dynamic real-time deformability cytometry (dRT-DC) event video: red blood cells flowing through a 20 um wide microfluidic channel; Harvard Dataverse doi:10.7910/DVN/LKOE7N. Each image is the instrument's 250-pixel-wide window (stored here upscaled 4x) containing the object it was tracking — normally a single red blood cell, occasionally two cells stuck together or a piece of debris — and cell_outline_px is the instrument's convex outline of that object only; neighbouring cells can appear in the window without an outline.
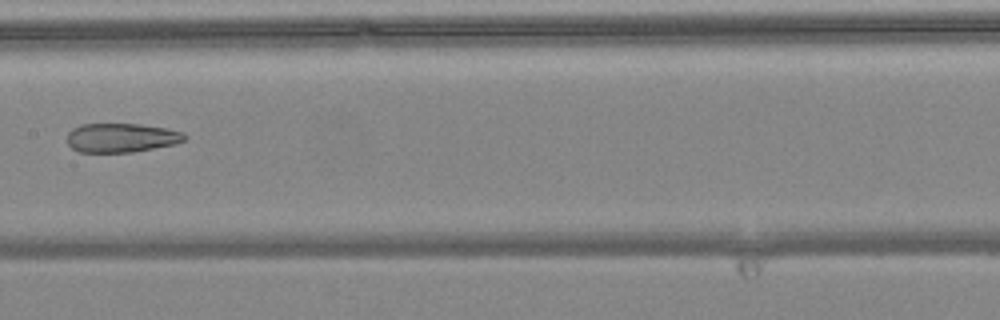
{"species": "common noctule bat (a hibernating species)", "species_latin": "Nyctalus noctula", "temperature_condition": "warm", "stored_images_in_passage": 4, "camera_frame_rate_fps": 3000, "um_per_image_px": 0.085, "animal": {"sex": "female", "body_mass_g": 24.6, "forearm_length_mm": 56.2}, "frame": {"image": 1, "passage_image": 4, "time_ms": 1.0, "image_size_px": [1000, 320], "cell_outline_px": [[188, 136], [184, 140], [172, 144], [132, 152], [80, 152], [72, 148], [68, 144], [68, 132], [72, 128], [80, 124], [140, 124], [168, 128], [184, 132]], "centroid_in_image_um": [10.31, 11.69], "position_along_channel_um": 197.1, "area_um2": 19.88}}